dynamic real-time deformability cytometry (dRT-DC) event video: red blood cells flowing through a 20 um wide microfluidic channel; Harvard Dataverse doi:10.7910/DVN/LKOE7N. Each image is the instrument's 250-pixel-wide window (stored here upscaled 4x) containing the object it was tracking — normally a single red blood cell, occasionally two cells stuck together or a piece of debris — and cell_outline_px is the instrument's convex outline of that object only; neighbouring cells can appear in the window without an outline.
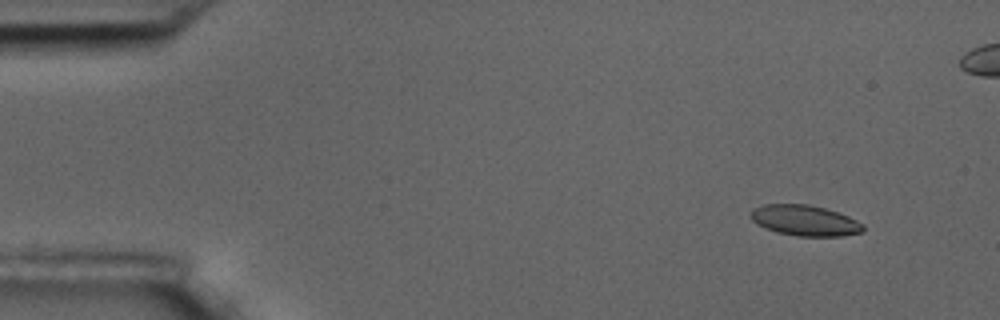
{"species": "common noctule bat (a hibernating species)", "species_latin": "Nyctalus noctula", "temperature_condition": "room temperature", "stored_images_in_passage": 57, "camera_frame_rate_fps": 3000, "um_per_image_px": 0.085, "animal": {"sex": "male", "body_mass_g": 17.5, "forearm_length_mm": 52.3}, "frame": {"image": 1, "passage_image": 6, "time_ms": 1.667, "image_size_px": [1000, 320], "cell_outline_px": [[864, 232], [844, 236], [796, 236], [776, 232], [756, 224], [748, 216], [752, 208], [764, 204], [808, 204], [824, 208], [848, 216], [864, 224]], "centroid_in_image_um": [68.39, 18.74], "position_along_channel_um": 16.6, "area_um2": 20.29}}
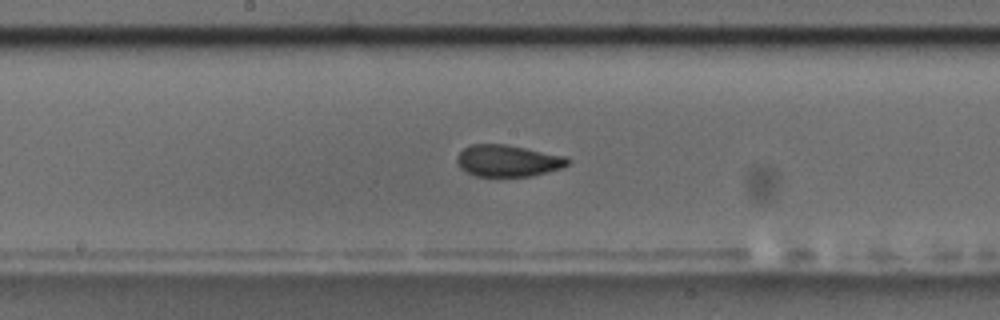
{"frame": {"image": 2, "passage_image": 30, "time_ms": 9.667, "image_size_px": [1000, 320], "cell_outline_px": [[572, 160], [568, 164], [560, 168], [548, 172], [532, 176], [476, 176], [460, 168], [456, 160], [456, 156], [464, 148], [472, 144], [504, 144], [568, 156]], "centroid_in_image_um": [43.19, 13.66], "position_along_channel_um": 205.0, "area_um2": 20.52}}
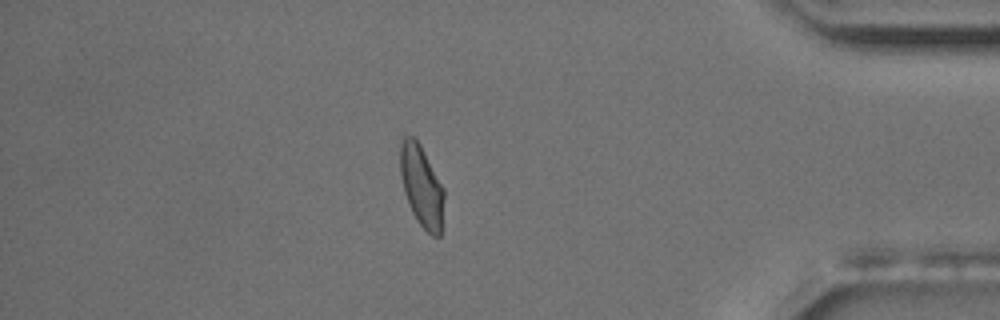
{"frame": {"image": 3, "passage_image": 49, "time_ms": 16.0, "image_size_px": [1000, 320], "cell_outline_px": [[444, 196], [440, 236], [432, 236], [416, 220], [408, 204], [404, 192], [400, 176], [400, 136], [416, 136], [444, 188]], "centroid_in_image_um": [35.81, 15.76], "position_along_channel_um": 399.4, "area_um2": 21.04}, "authors_computed_cell_mechanics": {"area_um2": 20.808, "velocity_mm_per_s": 3.6364, "shape_relaxation_time_tau1_ms": 3.9476, "shape_relaxation_time_tau2_ms": 1.0884, "deformation_change_tau1": 0.1117, "deformation_change_tau2": 0.0735}}